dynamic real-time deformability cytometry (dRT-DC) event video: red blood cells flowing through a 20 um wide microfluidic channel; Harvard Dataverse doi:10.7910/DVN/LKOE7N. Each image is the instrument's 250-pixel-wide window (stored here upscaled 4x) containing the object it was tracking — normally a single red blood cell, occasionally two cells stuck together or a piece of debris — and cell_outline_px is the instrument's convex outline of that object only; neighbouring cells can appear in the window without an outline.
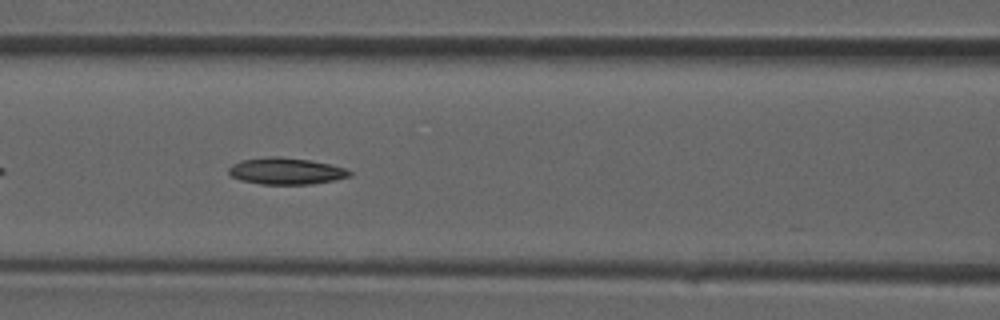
{"species": "common noctule bat (a hibernating species)", "species_latin": "Nyctalus noctula", "temperature_condition": "room temperature", "stored_images_in_passage": 22, "camera_frame_rate_fps": 3000, "um_per_image_px": 0.085, "animal": {"sex": "male", "forearm_length_mm": 52.5}, "frame": {"image": 1, "passage_image": 15, "time_ms": 4.667, "image_size_px": [1000, 320], "cell_outline_px": [[352, 176], [312, 184], [260, 184], [240, 180], [232, 176], [228, 172], [228, 168], [232, 164], [244, 160], [264, 156], [280, 156], [312, 160], [344, 168], [352, 172]], "centroid_in_image_um": [24.29, 14.53], "position_along_channel_um": 142.3, "area_um2": 18.79}}
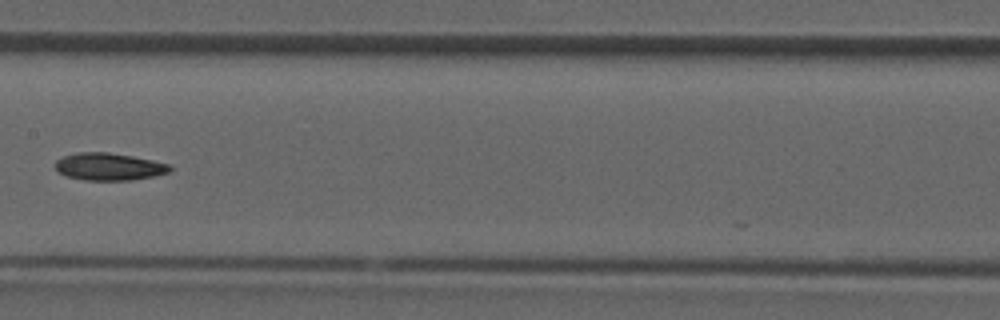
{"frame": {"image": 2, "passage_image": 18, "time_ms": 5.667, "image_size_px": [1000, 320], "cell_outline_px": [[172, 168], [168, 172], [152, 176], [132, 180], [84, 180], [64, 176], [56, 172], [56, 160], [64, 156], [76, 152], [108, 152], [132, 156], [152, 160], [168, 164]], "centroid_in_image_um": [9.2, 14.16], "position_along_channel_um": 198.2, "area_um2": 18.26}}